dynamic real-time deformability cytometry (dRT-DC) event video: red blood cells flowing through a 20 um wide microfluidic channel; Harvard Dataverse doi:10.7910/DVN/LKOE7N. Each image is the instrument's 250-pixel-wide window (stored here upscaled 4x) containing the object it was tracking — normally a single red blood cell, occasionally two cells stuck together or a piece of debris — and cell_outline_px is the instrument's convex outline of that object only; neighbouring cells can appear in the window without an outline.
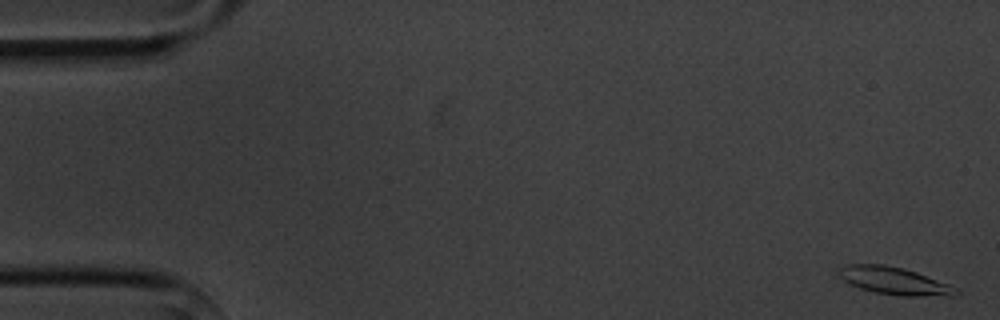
{"species": "common noctule bat (a hibernating species)", "species_latin": "Nyctalus noctula", "temperature_condition": "cold", "stored_images_in_passage": 5, "camera_frame_rate_fps": 3000, "um_per_image_px": 0.085, "animal": {"sex": "male", "body_mass_g": 20.1, "forearm_length_mm": 53.5}, "frame": {"image": 1, "passage_image": 1, "time_ms": 0.0, "image_size_px": [1000, 320], "cell_outline_px": [[960, 292], [952, 296], [900, 296], [876, 292], [860, 288], [844, 280], [836, 272], [840, 268], [848, 264], [884, 264], [904, 268], [916, 272], [960, 288]], "centroid_in_image_um": [76.06, 23.87], "position_along_channel_um": 8.9, "area_um2": 18.79}}